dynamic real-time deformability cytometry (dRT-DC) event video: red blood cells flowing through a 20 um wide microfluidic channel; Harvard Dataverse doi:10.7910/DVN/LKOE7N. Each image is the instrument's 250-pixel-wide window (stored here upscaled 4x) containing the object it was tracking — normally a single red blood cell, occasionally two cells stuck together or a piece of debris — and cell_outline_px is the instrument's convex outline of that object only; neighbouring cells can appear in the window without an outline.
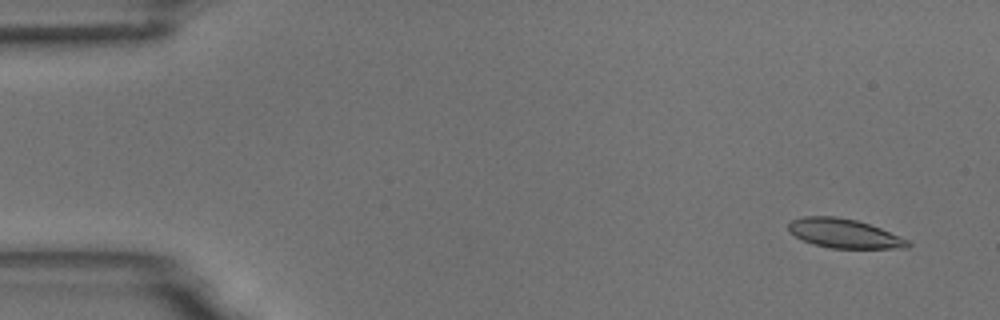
{"species": "common noctule bat (a hibernating species)", "species_latin": "Nyctalus noctula", "temperature_condition": "room temperature", "stored_images_in_passage": 54, "camera_frame_rate_fps": 3000, "um_per_image_px": 0.085, "animal": {"sex": "male", "body_mass_g": 18.8}, "frame": {"image": 1, "passage_image": 3, "time_ms": 0.667, "image_size_px": [1000, 320], "cell_outline_px": [[912, 244], [908, 248], [832, 248], [812, 244], [788, 232], [788, 224], [792, 220], [804, 216], [836, 216], [856, 220], [880, 228], [900, 236], [908, 240]], "centroid_in_image_um": [71.75, 19.84], "position_along_channel_um": 13.3, "area_um2": 20.23}}
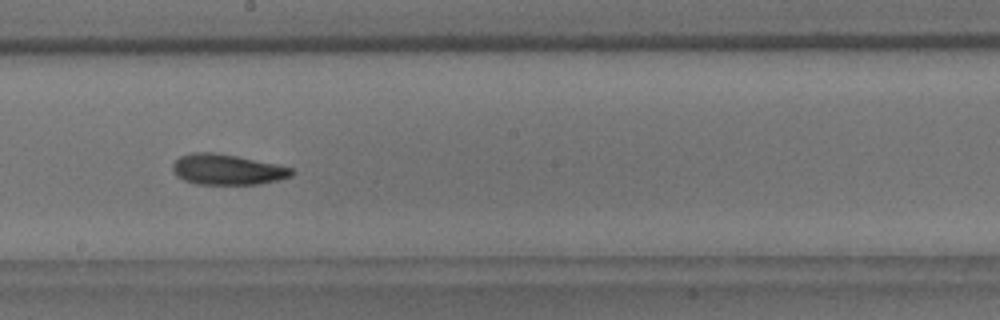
{"frame": {"image": 2, "passage_image": 30, "time_ms": 9.667, "image_size_px": [1000, 320], "cell_outline_px": [[296, 172], [292, 176], [260, 184], [196, 184], [184, 180], [176, 176], [172, 168], [172, 164], [180, 156], [192, 152], [212, 152], [236, 156], [276, 164], [292, 168]], "centroid_in_image_um": [19.3, 14.41], "position_along_channel_um": 228.9, "area_um2": 21.15}}
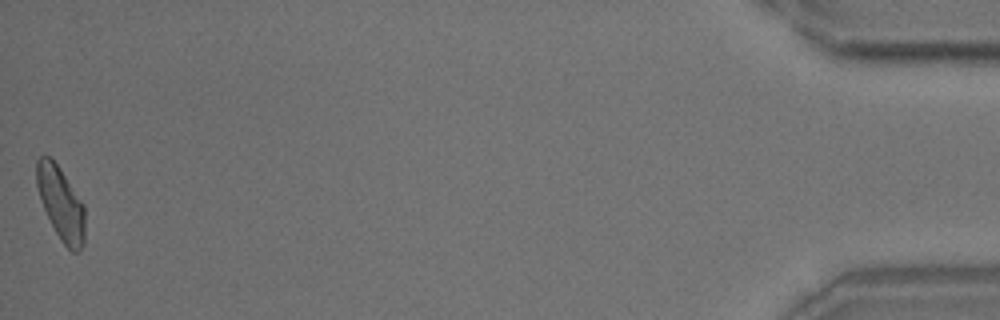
{"frame": {"image": 3, "passage_image": 54, "time_ms": 17.667, "image_size_px": [1000, 320], "cell_outline_px": [[84, 244], [76, 252], [72, 252], [60, 240], [44, 208], [36, 184], [36, 160], [40, 156], [48, 156], [56, 164], [84, 204]], "centroid_in_image_um": [5.17, 17.3], "position_along_channel_um": 430.0, "area_um2": 20.11}, "authors_computed_cell_mechanics": {"area_um2": 20.9814, "velocity_mm_per_s": 3.7074, "shape_relaxation_time_tau1_ms": 10.6665, "shape_relaxation_time_tau2_ms": 4.6972, "deformation_change_tau1": 0.2072, "deformation_change_tau2": 0.1232}}